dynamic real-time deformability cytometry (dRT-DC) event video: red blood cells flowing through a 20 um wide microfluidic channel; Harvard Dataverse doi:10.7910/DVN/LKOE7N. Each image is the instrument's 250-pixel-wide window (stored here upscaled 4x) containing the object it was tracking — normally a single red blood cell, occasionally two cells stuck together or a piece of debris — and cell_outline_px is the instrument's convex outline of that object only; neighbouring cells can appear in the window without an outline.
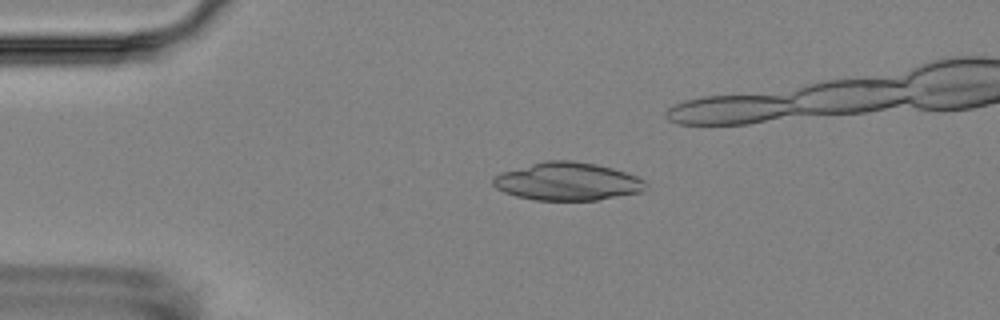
{"species": "Egyptian fruit bat (a non-hibernating species)", "species_latin": "Rousettus aegyptiacus", "temperature_condition": "room temperature", "stored_images_in_passage": 6, "camera_frame_rate_fps": 3000, "um_per_image_px": 0.085, "animal": {"sex": "female"}, "frame": {"image": 1, "passage_image": 4, "time_ms": 3.333, "image_size_px": [1000, 320], "cell_outline_px": [[644, 188], [640, 192], [596, 200], [536, 200], [516, 196], [504, 192], [496, 188], [492, 184], [492, 180], [496, 176], [504, 172], [544, 160], [572, 160], [596, 164], [612, 168], [636, 176], [644, 180]], "centroid_in_image_um": [48.21, 15.42], "position_along_channel_um": 36.8, "area_um2": 33.35}}